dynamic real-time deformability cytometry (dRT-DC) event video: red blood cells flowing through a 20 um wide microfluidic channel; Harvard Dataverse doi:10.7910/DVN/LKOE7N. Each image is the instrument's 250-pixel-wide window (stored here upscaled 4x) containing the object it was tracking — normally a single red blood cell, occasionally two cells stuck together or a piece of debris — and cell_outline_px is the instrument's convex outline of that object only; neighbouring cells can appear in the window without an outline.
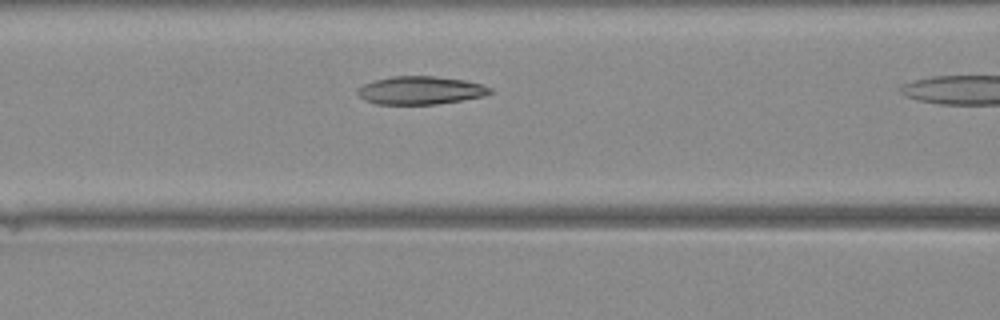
{"species": "Egyptian fruit bat (a non-hibernating species)", "species_latin": "Rousettus aegyptiacus", "temperature_condition": "warm", "stored_images_in_passage": 9, "camera_frame_rate_fps": 3000, "um_per_image_px": 0.085, "animal": {"sex": "female"}, "frame": {"image": 1, "passage_image": 8, "time_ms": 2.333, "image_size_px": [1000, 320], "cell_outline_px": [[496, 92], [484, 96], [464, 100], [436, 104], [376, 104], [364, 100], [356, 92], [356, 88], [372, 80], [392, 76], [436, 76], [464, 80], [484, 84], [492, 88]], "centroid_in_image_um": [35.77, 7.67], "position_along_channel_um": 130.8, "area_um2": 22.08}}